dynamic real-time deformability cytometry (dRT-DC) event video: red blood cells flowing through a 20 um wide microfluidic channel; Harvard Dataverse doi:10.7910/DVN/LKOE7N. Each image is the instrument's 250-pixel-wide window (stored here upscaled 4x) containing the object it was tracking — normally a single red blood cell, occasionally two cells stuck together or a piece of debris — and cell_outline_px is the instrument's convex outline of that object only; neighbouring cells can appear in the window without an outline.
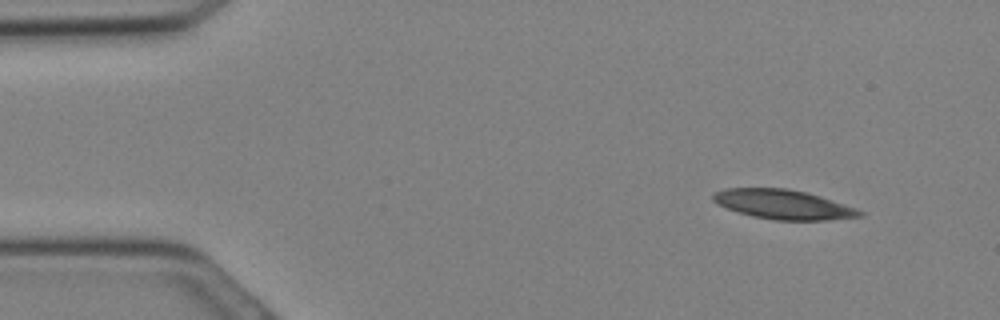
{"species": "Egyptian fruit bat (a non-hibernating species)", "species_latin": "Rousettus aegyptiacus", "temperature_condition": "cold", "stored_images_in_passage": 19, "camera_frame_rate_fps": 3000, "um_per_image_px": 0.085, "animal": {"sex": "female"}, "frame": {"image": 1, "passage_image": 2, "time_ms": 0.333, "image_size_px": [1000, 320], "cell_outline_px": [[864, 216], [828, 220], [776, 220], [752, 216], [728, 208], [712, 200], [712, 196], [716, 192], [724, 188], [788, 188], [808, 192], [856, 208], [864, 212]], "centroid_in_image_um": [66.62, 17.37], "position_along_channel_um": 18.4, "area_um2": 25.03}}
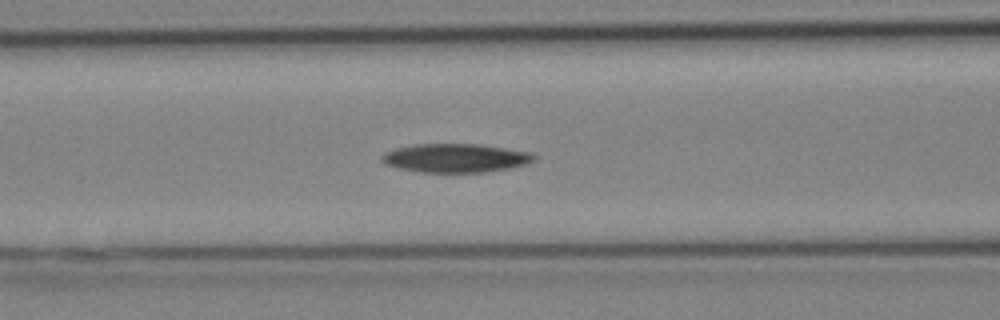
{"frame": {"image": 2, "passage_image": 11, "time_ms": 3.333, "image_size_px": [1000, 320], "cell_outline_px": [[536, 156], [532, 160], [524, 164], [508, 168], [484, 172], [420, 172], [400, 168], [384, 164], [380, 160], [380, 156], [384, 152], [396, 148], [416, 144], [480, 144], [532, 152]], "centroid_in_image_um": [38.67, 13.42], "position_along_channel_um": 127.9, "area_um2": 25.37}}
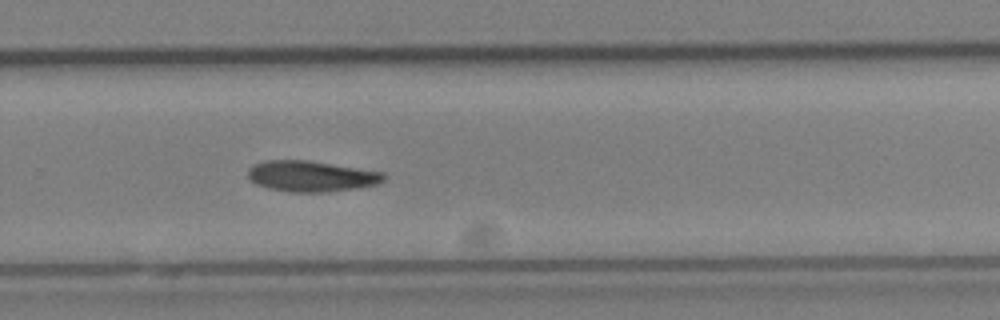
{"frame": {"image": 3, "passage_image": 19, "time_ms": 6.0, "image_size_px": [1000, 320], "cell_outline_px": [[388, 176], [384, 180], [376, 184], [356, 188], [328, 192], [288, 192], [268, 188], [256, 184], [248, 176], [248, 168], [252, 164], [264, 160], [308, 160], [384, 172]], "centroid_in_image_um": [26.45, 14.97], "position_along_channel_um": 303.4, "area_um2": 24.57}}